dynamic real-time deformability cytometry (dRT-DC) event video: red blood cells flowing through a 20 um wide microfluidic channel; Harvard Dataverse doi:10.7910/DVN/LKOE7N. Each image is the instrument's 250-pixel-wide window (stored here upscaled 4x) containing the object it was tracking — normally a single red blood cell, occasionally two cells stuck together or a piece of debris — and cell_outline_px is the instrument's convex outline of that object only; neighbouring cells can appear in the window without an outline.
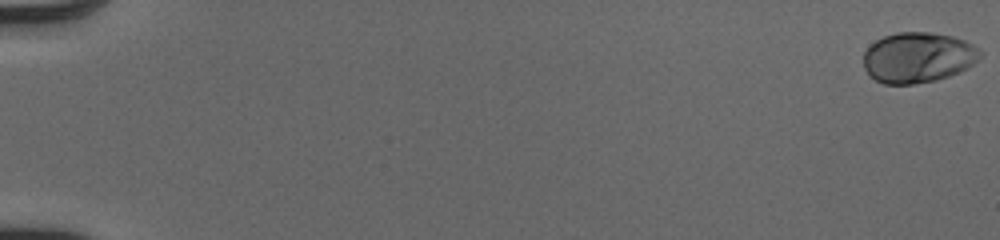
{"species": "human", "species_latin": "Homo sapiens", "temperature_condition": "cold", "stored_images_in_passage": 53, "camera_frame_rate_fps": 3000, "um_per_image_px": 0.085, "donor": {"sex": "male"}, "frame": {"image": 1, "passage_image": 1, "time_ms": 0.0, "image_size_px": [1000, 240], "cell_outline_px": [[984, 52], [968, 68], [960, 72], [936, 80], [912, 84], [884, 84], [876, 80], [864, 68], [864, 52], [876, 40], [884, 36], [896, 32], [932, 32], [952, 36], [964, 40], [980, 48]], "centroid_in_image_um": [78.05, 4.88], "position_along_channel_um": 6.9, "area_um2": 34.33}}
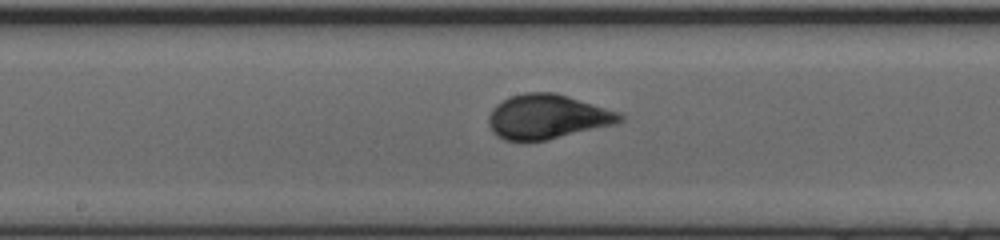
{"frame": {"image": 2, "passage_image": 30, "time_ms": 9.667, "image_size_px": [1000, 240], "cell_outline_px": [[624, 120], [616, 124], [548, 140], [504, 140], [492, 132], [488, 124], [488, 116], [492, 108], [496, 104], [512, 96], [524, 92], [552, 92], [568, 96], [620, 112], [624, 116]], "centroid_in_image_um": [46.53, 9.92], "position_along_channel_um": 201.7, "area_um2": 34.04}}
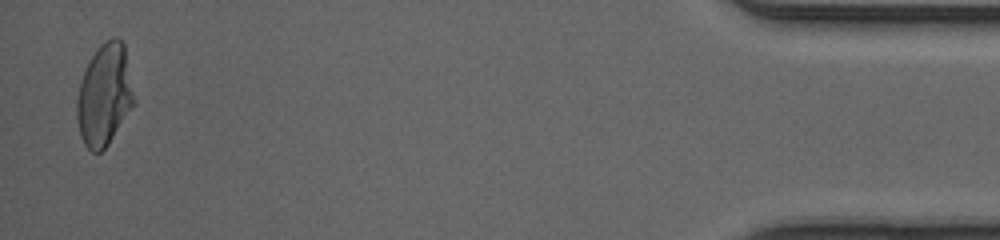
{"frame": {"image": 3, "passage_image": 52, "time_ms": 17.0, "image_size_px": [1000, 240], "cell_outline_px": [[136, 104], [108, 144], [100, 152], [92, 152], [84, 144], [80, 136], [76, 116], [76, 100], [80, 80], [88, 60], [96, 48], [104, 40], [112, 36], [116, 36], [124, 44], [136, 100]], "centroid_in_image_um": [8.88, 8.05], "position_along_channel_um": 426.3, "area_um2": 34.56}, "authors_computed_cell_mechanics": {"area_um2": 33.3506, "velocity_mm_per_s": 4.0966, "shape_relaxation_time_tau1_ms": 3.852, "shape_relaxation_time_tau2_ms": null, "deformation_change_tau1": 0.1794, "deformation_change_tau2": null}}